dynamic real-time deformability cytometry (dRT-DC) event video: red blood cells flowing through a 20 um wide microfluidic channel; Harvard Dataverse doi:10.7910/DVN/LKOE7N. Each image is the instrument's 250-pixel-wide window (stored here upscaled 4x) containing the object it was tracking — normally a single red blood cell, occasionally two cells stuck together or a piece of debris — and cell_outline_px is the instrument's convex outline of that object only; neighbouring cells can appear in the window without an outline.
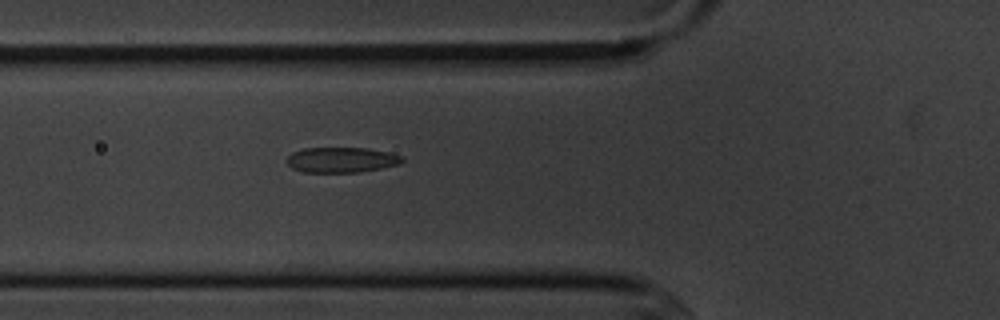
{"species": "common noctule bat (a hibernating species)", "species_latin": "Nyctalus noctula", "temperature_condition": "cold", "stored_images_in_passage": 5, "camera_frame_rate_fps": 3000, "um_per_image_px": 0.085, "animal": {"sex": "male", "body_mass_g": 20.1, "forearm_length_mm": 53.5}, "frame": {"image": 1, "passage_image": 5, "time_ms": 4.667, "image_size_px": [1000, 320], "cell_outline_px": [[404, 160], [400, 164], [360, 172], [300, 172], [292, 168], [284, 160], [292, 152], [304, 148], [368, 148], [388, 152], [400, 156]], "centroid_in_image_um": [28.97, 13.59], "position_along_channel_um": 96.8, "area_um2": 17.05}}